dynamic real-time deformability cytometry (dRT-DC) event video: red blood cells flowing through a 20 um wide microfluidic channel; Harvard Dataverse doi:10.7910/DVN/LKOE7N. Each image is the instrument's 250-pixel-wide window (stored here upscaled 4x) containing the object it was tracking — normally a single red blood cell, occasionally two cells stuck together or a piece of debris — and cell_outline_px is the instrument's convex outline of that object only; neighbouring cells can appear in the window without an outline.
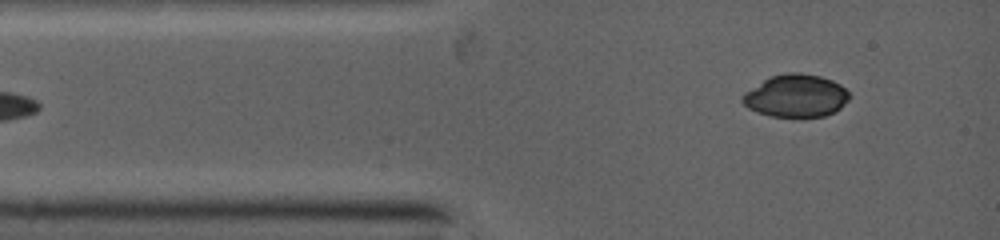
{"species": "common noctule bat (a hibernating species)", "species_latin": "Nyctalus noctula", "temperature_condition": "warm", "stored_images_in_passage": 4, "segment_of_instrument_passage": [2, 2], "camera_frame_rate_fps": 5000, "um_per_image_px": 0.085, "animal": {"sex": "female", "body_mass_g": 19.0, "forearm_length_mm": 53.3}, "frame": {"image": 1, "passage_image": 4, "time_ms": 2.8, "image_size_px": [1000, 240], "cell_outline_px": [[852, 96], [840, 108], [824, 116], [772, 116], [756, 112], [748, 108], [740, 100], [740, 96], [744, 92], [764, 80], [772, 76], [784, 72], [800, 72], [820, 76], [832, 80], [840, 84]], "centroid_in_image_um": [67.64, 8.13], "position_along_channel_um": 17.4, "area_um2": 26.53}}